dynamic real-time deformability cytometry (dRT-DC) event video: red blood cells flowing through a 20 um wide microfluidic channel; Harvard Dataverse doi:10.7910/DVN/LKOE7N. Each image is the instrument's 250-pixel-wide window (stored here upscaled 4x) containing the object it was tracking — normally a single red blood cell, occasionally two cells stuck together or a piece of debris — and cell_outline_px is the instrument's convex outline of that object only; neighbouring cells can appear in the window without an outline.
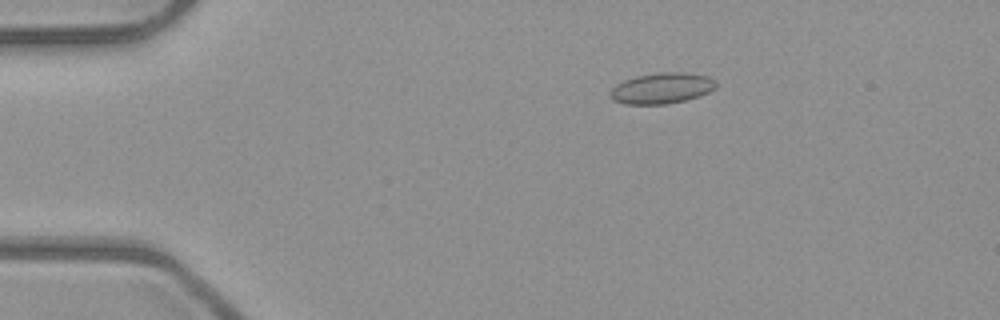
{"species": "common noctule bat (a hibernating species)", "species_latin": "Nyctalus noctula", "temperature_condition": "room temperature", "stored_images_in_passage": 53, "camera_frame_rate_fps": 3000, "um_per_image_px": 0.085, "animal": {"sex": "male", "body_mass_g": 23.1, "forearm_length_mm": 52.7}, "frame": {"image": 1, "passage_image": 10, "time_ms": 3.0, "image_size_px": [1000, 320], "cell_outline_px": [[716, 88], [700, 96], [684, 100], [664, 104], [624, 104], [612, 100], [612, 88], [616, 84], [624, 80], [640, 76], [664, 72], [680, 72], [708, 76], [716, 80]], "centroid_in_image_um": [56.28, 7.5], "position_along_channel_um": 28.7, "area_um2": 18.73}}
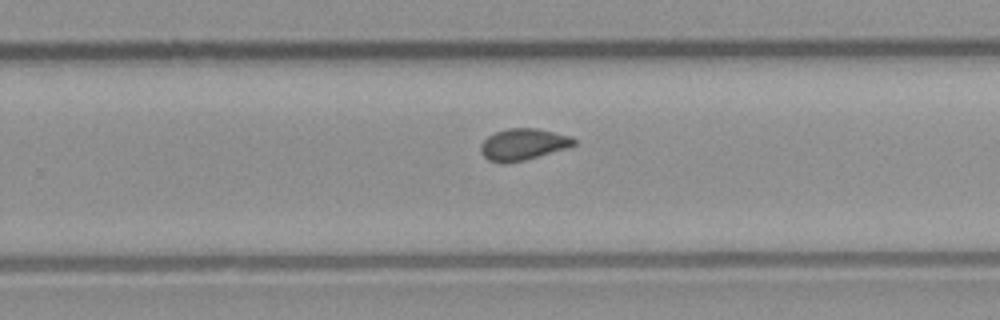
{"frame": {"image": 2, "passage_image": 34, "time_ms": 11.0, "image_size_px": [1000, 320], "cell_outline_px": [[576, 144], [568, 148], [524, 160], [504, 164], [500, 164], [488, 160], [480, 152], [480, 144], [488, 136], [496, 132], [508, 128], [536, 128], [568, 136], [576, 140]], "centroid_in_image_um": [44.43, 12.29], "position_along_channel_um": 285.4, "area_um2": 17.11}}
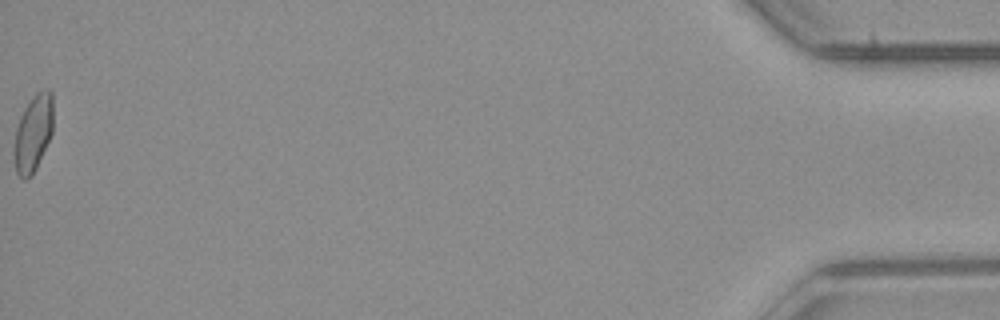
{"frame": {"image": 3, "passage_image": 53, "time_ms": 17.333, "image_size_px": [1000, 320], "cell_outline_px": [[52, 132], [36, 168], [32, 176], [28, 180], [24, 180], [16, 172], [12, 152], [16, 128], [20, 116], [24, 108], [36, 92], [44, 88], [48, 88], [52, 92]], "centroid_in_image_um": [2.79, 11.33], "position_along_channel_um": 432.4, "area_um2": 17.69}, "authors_computed_cell_mechanics": {"area_um2": 17.1088, "velocity_mm_per_s": 3.971, "shape_relaxation_time_tau1_ms": null, "shape_relaxation_time_tau2_ms": 2.1203, "deformation_change_tau1": null, "deformation_change_tau2": 0.0465}}